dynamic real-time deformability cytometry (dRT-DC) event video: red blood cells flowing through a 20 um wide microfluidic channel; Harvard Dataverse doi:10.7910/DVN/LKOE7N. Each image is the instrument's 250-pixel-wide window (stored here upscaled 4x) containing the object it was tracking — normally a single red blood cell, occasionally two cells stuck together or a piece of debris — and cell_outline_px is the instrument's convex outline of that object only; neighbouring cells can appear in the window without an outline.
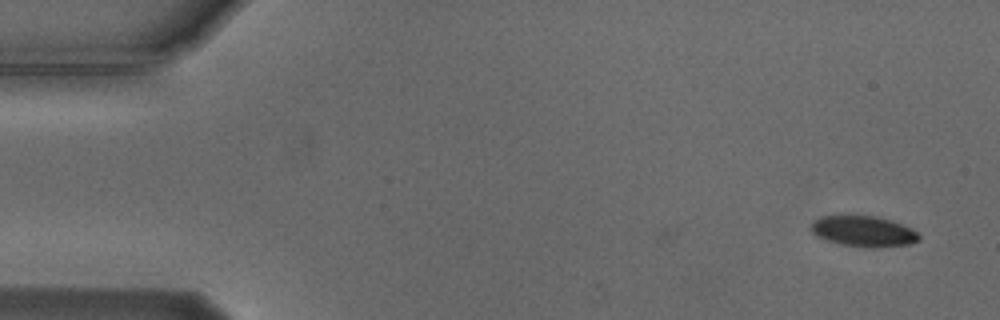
{"species": "Egyptian fruit bat (a non-hibernating species)", "species_latin": "Rousettus aegyptiacus", "temperature_condition": "cold", "stored_images_in_passage": 7, "camera_frame_rate_fps": 3000, "um_per_image_px": 0.085, "animal": {"sex": "male"}, "frame": {"image": 1, "passage_image": 7, "time_ms": 2.0, "image_size_px": [1000, 320], "cell_outline_px": [[920, 240], [908, 244], [876, 248], [868, 248], [840, 244], [816, 236], [812, 232], [812, 220], [820, 216], [876, 216], [892, 220], [916, 232], [920, 236]], "centroid_in_image_um": [73.38, 19.66], "position_along_channel_um": 11.6, "area_um2": 19.19}}